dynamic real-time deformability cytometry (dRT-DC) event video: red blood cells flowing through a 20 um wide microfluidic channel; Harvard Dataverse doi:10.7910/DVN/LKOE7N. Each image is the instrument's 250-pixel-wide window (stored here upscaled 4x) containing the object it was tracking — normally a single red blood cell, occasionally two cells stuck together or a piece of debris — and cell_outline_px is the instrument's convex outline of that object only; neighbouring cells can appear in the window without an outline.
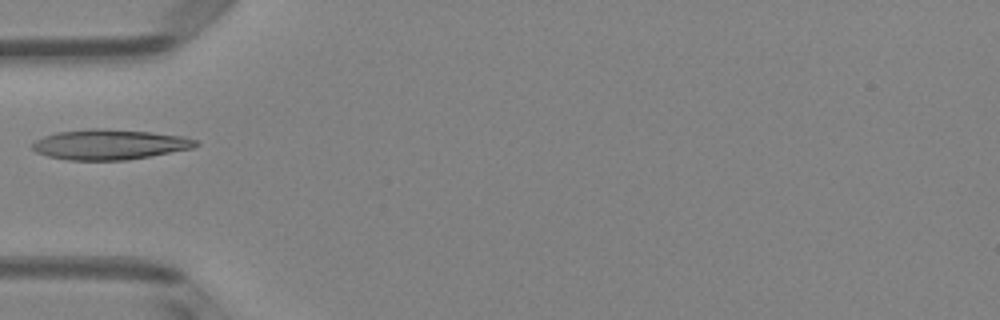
{"species": "Egyptian fruit bat (a non-hibernating species)", "species_latin": "Rousettus aegyptiacus", "temperature_condition": "room temperature", "stored_images_in_passage": 5, "camera_frame_rate_fps": 3000, "um_per_image_px": 0.085, "animal": {"sex": "female"}, "frame": {"image": 1, "passage_image": 5, "time_ms": 1.333, "image_size_px": [1000, 320], "cell_outline_px": [[200, 144], [192, 148], [128, 160], [68, 160], [48, 156], [36, 152], [32, 148], [32, 144], [36, 140], [44, 136], [56, 132], [88, 128], [96, 128], [152, 132], [184, 136], [196, 140]], "centroid_in_image_um": [9.3, 12.27], "position_along_channel_um": 75.7, "area_um2": 28.73}}